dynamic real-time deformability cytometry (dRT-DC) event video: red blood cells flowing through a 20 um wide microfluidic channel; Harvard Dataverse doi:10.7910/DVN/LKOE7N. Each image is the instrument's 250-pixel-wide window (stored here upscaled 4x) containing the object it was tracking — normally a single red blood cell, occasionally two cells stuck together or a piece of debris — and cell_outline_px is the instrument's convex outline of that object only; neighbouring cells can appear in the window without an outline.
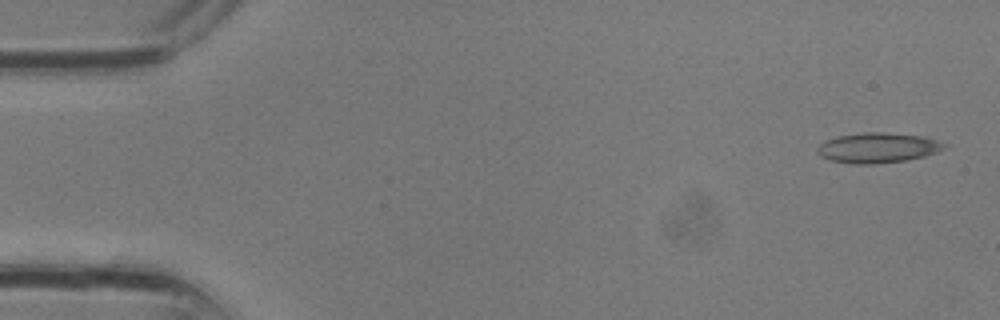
{"species": "common noctule bat (a hibernating species)", "species_latin": "Nyctalus noctula", "temperature_condition": "room temperature", "stored_images_in_passage": 4, "camera_frame_rate_fps": 3000, "um_per_image_px": 0.085, "animal": {"sex": "male", "body_mass_g": 13.3}, "frame": {"image": 1, "passage_image": 1, "time_ms": 0.0, "image_size_px": [1000, 320], "cell_outline_px": [[948, 144], [944, 148], [936, 152], [924, 156], [908, 160], [876, 164], [852, 164], [832, 160], [816, 152], [816, 148], [824, 140], [836, 136], [864, 132], [880, 132], [924, 136]], "centroid_in_image_um": [74.61, 12.56], "position_along_channel_um": 10.4, "area_um2": 22.31}}